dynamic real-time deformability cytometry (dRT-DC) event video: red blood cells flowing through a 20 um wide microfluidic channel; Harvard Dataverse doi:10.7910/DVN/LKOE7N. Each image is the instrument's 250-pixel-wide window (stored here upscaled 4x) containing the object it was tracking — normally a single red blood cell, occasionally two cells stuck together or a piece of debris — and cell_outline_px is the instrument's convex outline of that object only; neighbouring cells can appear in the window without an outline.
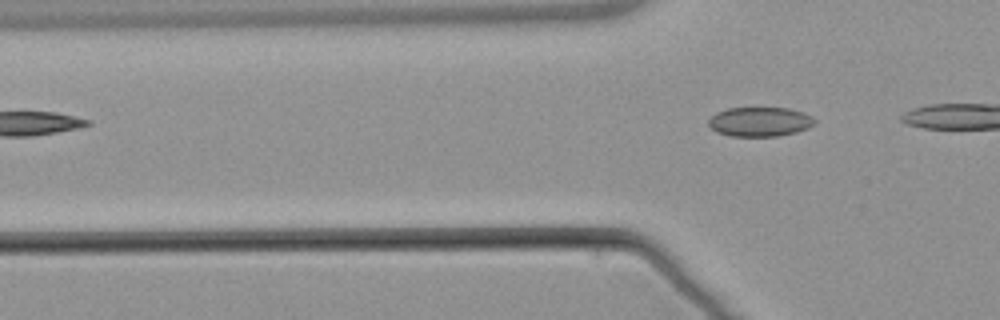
{"species": "common noctule bat (a hibernating species)", "species_latin": "Nyctalus noctula", "temperature_condition": "warm", "stored_images_in_passage": 3, "camera_frame_rate_fps": 3000, "um_per_image_px": 0.085, "animal": {"sex": "male", "body_mass_g": 21.5, "forearm_length_mm": 52.0}, "frame": {"image": 1, "passage_image": 3, "time_ms": 2.333, "image_size_px": [1000, 320], "cell_outline_px": [[816, 124], [808, 128], [796, 132], [780, 136], [732, 136], [716, 132], [708, 124], [708, 120], [716, 112], [728, 108], [788, 108], [804, 112], [812, 116], [816, 120]], "centroid_in_image_um": [64.62, 10.35], "position_along_channel_um": 61.2, "area_um2": 18.32}}